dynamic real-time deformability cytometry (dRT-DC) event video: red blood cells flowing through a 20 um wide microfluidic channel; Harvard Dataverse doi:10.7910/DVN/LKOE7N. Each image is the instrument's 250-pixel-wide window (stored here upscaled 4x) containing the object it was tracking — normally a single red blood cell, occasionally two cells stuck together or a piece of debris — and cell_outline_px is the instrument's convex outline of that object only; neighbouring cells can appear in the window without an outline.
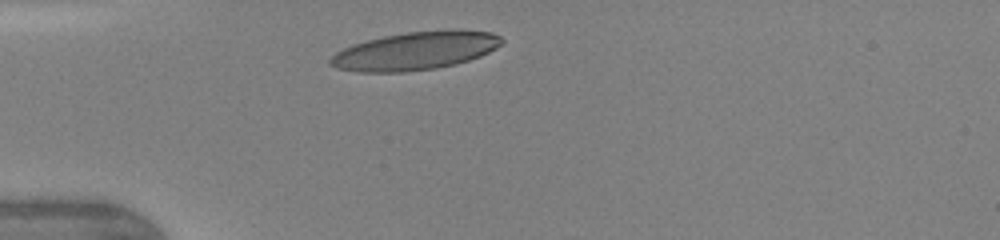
{"species": "human", "species_latin": "Homo sapiens", "temperature_condition": "warm", "stored_images_in_passage": 6, "camera_frame_rate_fps": 3000, "um_per_image_px": 0.085, "donor": {"sex": "female"}, "frame": {"image": 1, "passage_image": 1, "time_ms": 0.0, "image_size_px": [1000, 240], "cell_outline_px": [[504, 40], [496, 48], [480, 56], [456, 64], [436, 68], [404, 72], [356, 72], [336, 68], [328, 64], [328, 60], [336, 52], [352, 44], [384, 36], [408, 32], [492, 32], [500, 36]], "centroid_in_image_um": [35.21, 4.37], "position_along_channel_um": 49.8, "area_um2": 37.17}}